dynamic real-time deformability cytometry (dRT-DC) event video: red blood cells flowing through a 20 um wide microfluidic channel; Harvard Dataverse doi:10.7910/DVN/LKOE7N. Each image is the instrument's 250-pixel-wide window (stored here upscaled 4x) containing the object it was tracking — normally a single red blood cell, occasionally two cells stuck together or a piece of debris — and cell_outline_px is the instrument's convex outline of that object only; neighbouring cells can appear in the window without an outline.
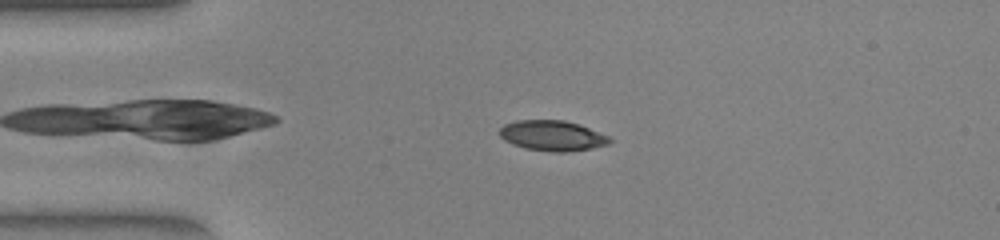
{"species": "common noctule bat (a hibernating species)", "species_latin": "Nyctalus noctula", "temperature_condition": "warm", "stored_images_in_passage": 49, "camera_frame_rate_fps": 3000, "um_per_image_px": 0.085, "animal": {"sex": "female", "body_mass_g": 23.0, "forearm_length_mm": 53.4}, "frame": {"image": 1, "passage_image": 9, "time_ms": 2.667, "image_size_px": [1000, 240], "cell_outline_px": [[612, 140], [608, 144], [588, 148], [564, 152], [552, 152], [524, 148], [512, 144], [504, 140], [500, 136], [500, 128], [504, 124], [516, 120], [564, 120], [580, 124], [608, 136]], "centroid_in_image_um": [46.91, 11.52], "position_along_channel_um": 38.1, "area_um2": 19.36}}
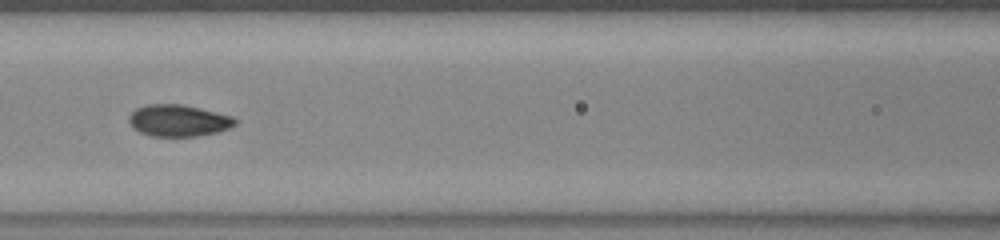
{"frame": {"image": 2, "passage_image": 20, "time_ms": 6.333, "image_size_px": [1000, 240], "cell_outline_px": [[236, 124], [228, 128], [216, 132], [196, 136], [152, 136], [140, 132], [132, 128], [128, 120], [128, 116], [136, 108], [148, 104], [180, 104], [232, 116], [236, 120]], "centroid_in_image_um": [15.11, 10.25], "position_along_channel_um": 151.5, "area_um2": 19.42}}
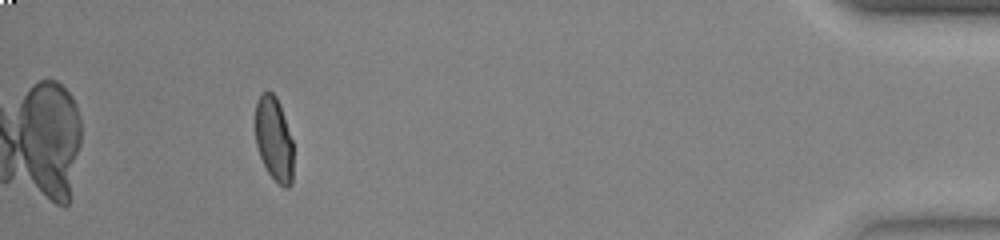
{"frame": {"image": 3, "passage_image": 45, "time_ms": 14.667, "image_size_px": [1000, 240], "cell_outline_px": [[292, 184], [288, 188], [284, 188], [268, 172], [260, 156], [256, 144], [256, 100], [260, 92], [272, 92], [276, 96], [280, 104], [292, 140]], "centroid_in_image_um": [23.28, 11.79], "position_along_channel_um": 411.9, "area_um2": 18.5}, "authors_computed_cell_mechanics": {"area_um2": 19.4786, "velocity_mm_per_s": 3.9115, "shape_relaxation_time_tau1_ms": 6.6663, "shape_relaxation_time_tau2_ms": null, "deformation_change_tau1": 0.1963, "deformation_change_tau2": null}}